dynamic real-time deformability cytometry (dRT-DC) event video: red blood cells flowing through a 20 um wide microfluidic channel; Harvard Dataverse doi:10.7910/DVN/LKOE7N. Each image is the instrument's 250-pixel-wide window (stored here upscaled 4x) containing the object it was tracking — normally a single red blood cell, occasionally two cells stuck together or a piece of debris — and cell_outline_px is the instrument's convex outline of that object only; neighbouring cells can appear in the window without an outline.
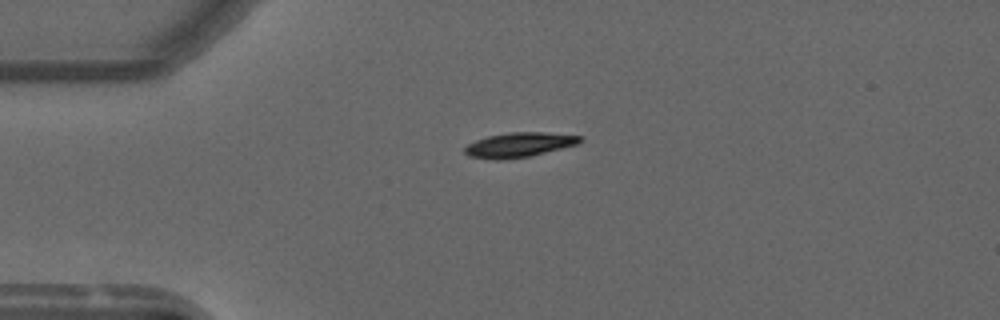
{"species": "common noctule bat (a hibernating species)", "species_latin": "Nyctalus noctula", "temperature_condition": "warm", "stored_images_in_passage": 8, "camera_frame_rate_fps": 3000, "um_per_image_px": 0.085, "animal": {"sex": "male", "forearm_length_mm": 52.5}, "frame": {"image": 1, "passage_image": 1, "time_ms": 0.0, "image_size_px": [1000, 320], "cell_outline_px": [[584, 140], [576, 144], [528, 156], [504, 160], [492, 160], [468, 156], [464, 152], [464, 148], [468, 144], [476, 140], [488, 136], [508, 132], [544, 132], [584, 136]], "centroid_in_image_um": [44.09, 12.31], "position_along_channel_um": 40.9, "area_um2": 16.53}}